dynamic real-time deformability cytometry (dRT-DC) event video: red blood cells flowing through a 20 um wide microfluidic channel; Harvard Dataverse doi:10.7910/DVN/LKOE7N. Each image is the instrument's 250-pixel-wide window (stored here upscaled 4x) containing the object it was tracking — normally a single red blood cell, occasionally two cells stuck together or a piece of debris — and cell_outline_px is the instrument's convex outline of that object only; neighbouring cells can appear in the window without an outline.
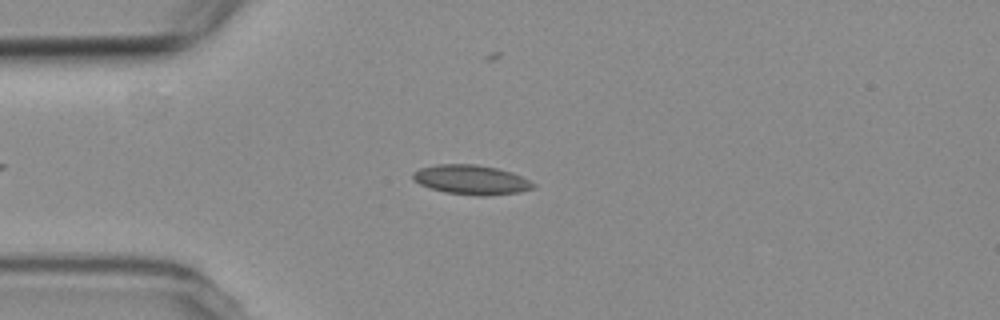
{"species": "common noctule bat (a hibernating species)", "species_latin": "Nyctalus noctula", "temperature_condition": "room temperature", "stored_images_in_passage": 47, "camera_frame_rate_fps": 3000, "um_per_image_px": 0.085, "animal": {"sex": "female", "body_mass_g": 19.3, "forearm_length_mm": 54.1}, "frame": {"image": 1, "passage_image": 11, "time_ms": 3.333, "image_size_px": [1000, 320], "cell_outline_px": [[536, 188], [520, 192], [484, 196], [476, 196], [444, 192], [420, 184], [412, 180], [412, 172], [420, 168], [440, 164], [476, 164], [496, 168], [512, 172], [536, 184]], "centroid_in_image_um": [40.06, 15.28], "position_along_channel_um": 44.9, "area_um2": 20.75}}
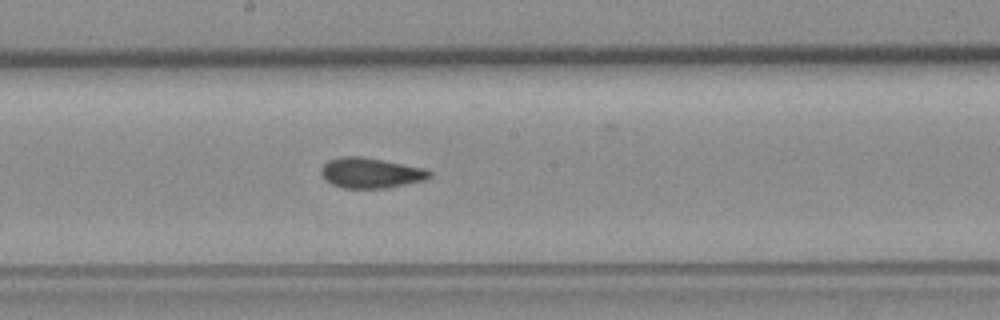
{"frame": {"image": 2, "passage_image": 26, "time_ms": 8.333, "image_size_px": [1000, 320], "cell_outline_px": [[432, 176], [424, 180], [388, 188], [340, 188], [324, 180], [320, 172], [320, 168], [328, 160], [340, 156], [360, 156], [424, 168], [432, 172]], "centroid_in_image_um": [31.47, 14.7], "position_along_channel_um": 216.7, "area_um2": 19.25}}
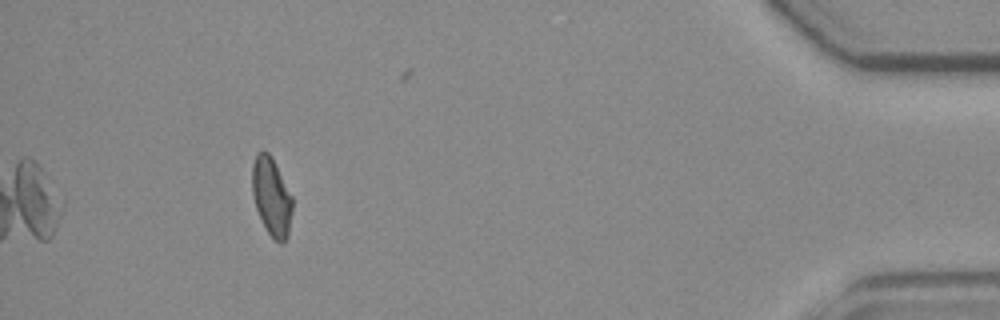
{"frame": {"image": 3, "passage_image": 47, "time_ms": 15.333, "image_size_px": [1000, 320], "cell_outline_px": [[292, 212], [288, 236], [280, 244], [268, 232], [256, 208], [252, 196], [252, 164], [256, 152], [268, 152], [272, 156], [292, 196]], "centroid_in_image_um": [23.07, 16.68], "position_along_channel_um": 412.1, "area_um2": 18.26}, "authors_computed_cell_mechanics": {"area_um2": 19.363, "velocity_mm_per_s": 3.7513, "shape_relaxation_time_tau1_ms": null, "shape_relaxation_time_tau2_ms": 2.0289, "deformation_change_tau1": null, "deformation_change_tau2": 0.058}}